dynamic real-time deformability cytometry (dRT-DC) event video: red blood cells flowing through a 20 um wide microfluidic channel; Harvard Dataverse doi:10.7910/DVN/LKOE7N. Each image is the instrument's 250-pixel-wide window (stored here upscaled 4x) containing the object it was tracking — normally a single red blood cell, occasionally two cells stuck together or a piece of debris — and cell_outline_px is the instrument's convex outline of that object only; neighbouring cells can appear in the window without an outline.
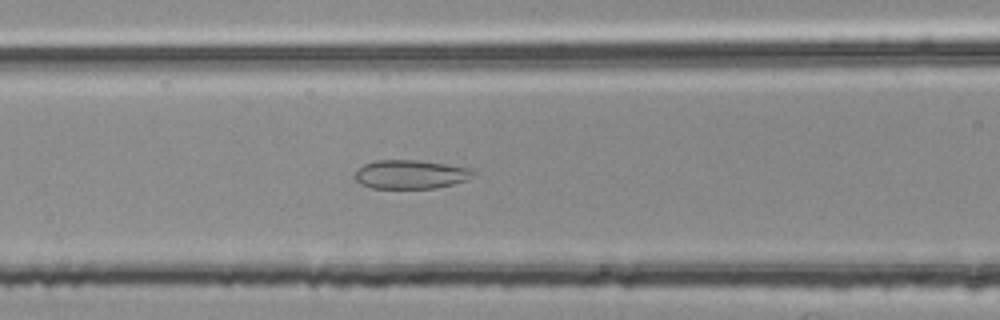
{"species": "common noctule bat (a hibernating species)", "species_latin": "Nyctalus noctula", "temperature_condition": "room temperature", "stored_images_in_passage": 37, "camera_frame_rate_fps": 3000, "um_per_image_px": 0.085, "animal": {"sex": "female", "body_mass_g": 25.1}, "frame": {"image": 1, "passage_image": 6, "time_ms": 1.667, "image_size_px": [1000, 320], "cell_outline_px": [[476, 172], [468, 180], [436, 188], [372, 188], [360, 184], [356, 180], [356, 172], [364, 164], [376, 160], [416, 160], [472, 168]], "centroid_in_image_um": [34.93, 14.82], "position_along_channel_um": 131.7, "area_um2": 19.77}}
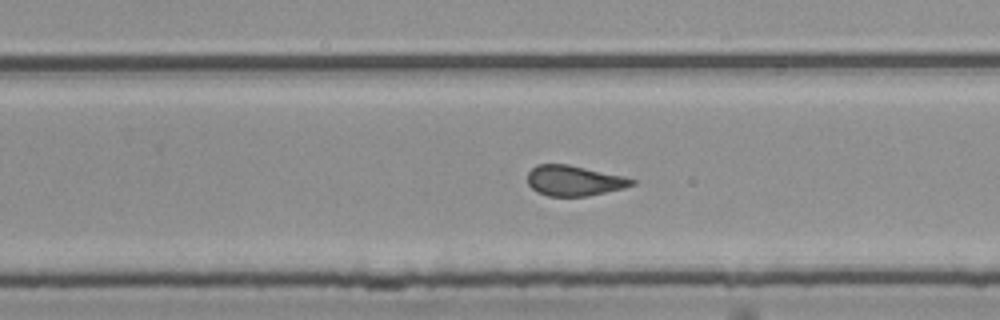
{"frame": {"image": 2, "passage_image": 18, "time_ms": 5.667, "image_size_px": [1000, 320], "cell_outline_px": [[636, 184], [624, 188], [588, 196], [548, 196], [536, 192], [528, 184], [528, 172], [536, 164], [568, 164], [624, 176], [636, 180]], "centroid_in_image_um": [48.8, 15.35], "position_along_channel_um": 281.0, "area_um2": 18.55}}
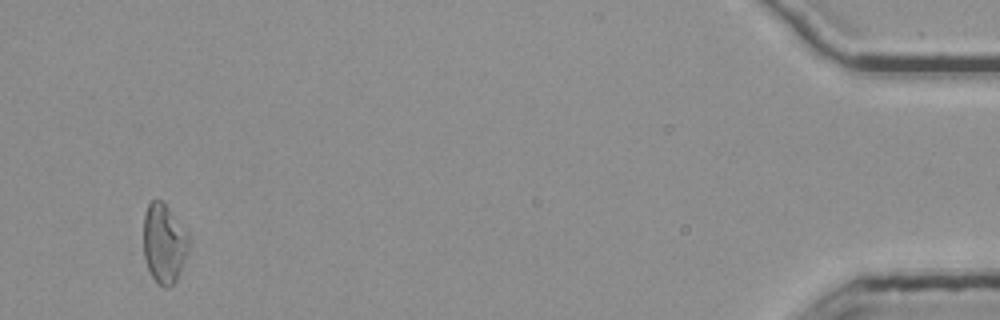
{"frame": {"image": 3, "passage_image": 36, "time_ms": 11.667, "image_size_px": [1000, 320], "cell_outline_px": [[192, 244], [176, 280], [168, 288], [164, 288], [152, 276], [148, 268], [144, 256], [144, 212], [148, 204], [152, 200], [160, 200], [168, 208], [188, 232], [192, 240]], "centroid_in_image_um": [13.98, 20.68], "position_along_channel_um": 421.2, "area_um2": 21.1}, "authors_computed_cell_mechanics": {"area_um2": 19.5364, "velocity_mm_per_s": 3.7511, "shape_relaxation_time_tau1_ms": null, "shape_relaxation_time_tau2_ms": 1.5748, "deformation_change_tau1": null, "deformation_change_tau2": 0.098}}